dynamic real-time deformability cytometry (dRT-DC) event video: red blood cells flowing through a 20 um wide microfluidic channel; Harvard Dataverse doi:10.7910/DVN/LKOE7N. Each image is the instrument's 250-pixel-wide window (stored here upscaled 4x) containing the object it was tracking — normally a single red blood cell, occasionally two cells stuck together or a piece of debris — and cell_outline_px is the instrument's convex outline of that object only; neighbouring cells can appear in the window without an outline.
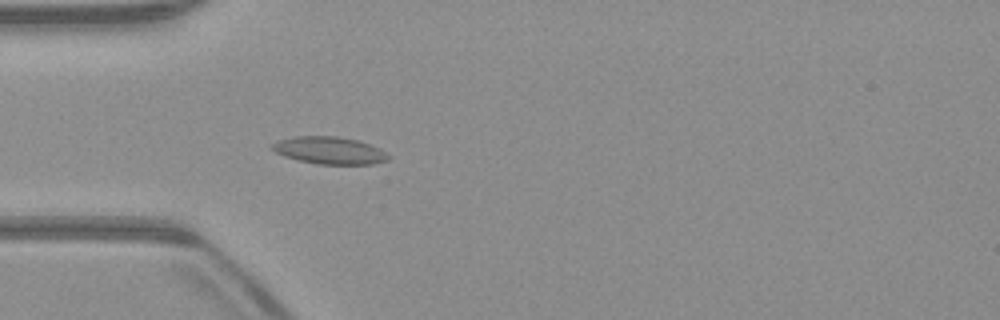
{"species": "common noctule bat (a hibernating species)", "species_latin": "Nyctalus noctula", "temperature_condition": "warm", "stored_images_in_passage": 40, "camera_frame_rate_fps": 3000, "um_per_image_px": 0.085, "animal": {"sex": "male", "body_mass_g": 23.1, "forearm_length_mm": 52.7}, "frame": {"image": 1, "passage_image": 3, "time_ms": 0.667, "image_size_px": [1000, 320], "cell_outline_px": [[392, 156], [388, 160], [372, 164], [320, 164], [300, 160], [284, 156], [268, 148], [268, 144], [276, 140], [292, 136], [336, 136], [360, 140], [380, 148]], "centroid_in_image_um": [27.98, 12.77], "position_along_channel_um": 57.0, "area_um2": 18.84}}
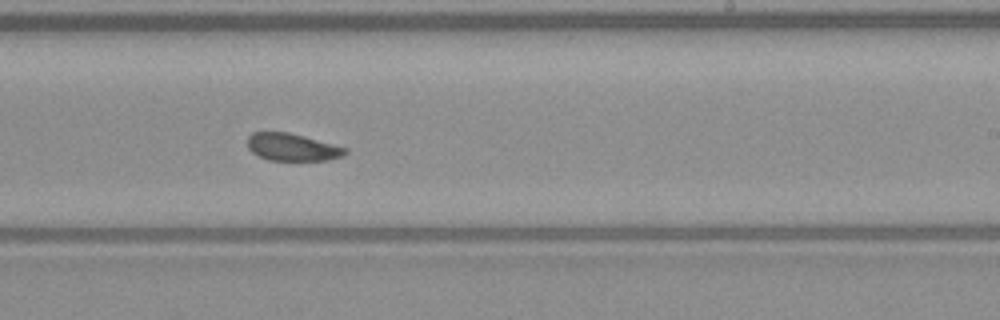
{"frame": {"image": 2, "passage_image": 19, "time_ms": 6.0, "image_size_px": [1000, 320], "cell_outline_px": [[348, 152], [344, 156], [328, 160], [268, 160], [252, 152], [248, 148], [248, 136], [252, 132], [288, 132], [304, 136], [348, 148]], "centroid_in_image_um": [24.86, 12.51], "position_along_channel_um": 264.1, "area_um2": 15.61}}
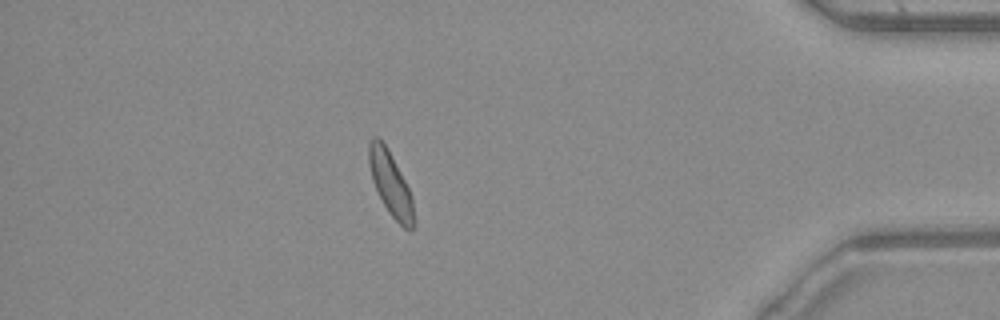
{"frame": {"image": 3, "passage_image": 33, "time_ms": 10.667, "image_size_px": [1000, 320], "cell_outline_px": [[416, 224], [412, 232], [404, 228], [388, 212], [372, 180], [368, 164], [368, 140], [372, 136], [376, 136], [384, 144], [400, 172], [412, 196], [416, 220]], "centroid_in_image_um": [33.21, 15.68], "position_along_channel_um": 402.0, "area_um2": 16.7}, "authors_computed_cell_mechanics": {"area_um2": 16.7909, "velocity_mm_per_s": 3.9497, "shape_relaxation_time_tau1_ms": 2.3796, "shape_relaxation_time_tau2_ms": null, "deformation_change_tau1": 0.0791, "deformation_change_tau2": null}}